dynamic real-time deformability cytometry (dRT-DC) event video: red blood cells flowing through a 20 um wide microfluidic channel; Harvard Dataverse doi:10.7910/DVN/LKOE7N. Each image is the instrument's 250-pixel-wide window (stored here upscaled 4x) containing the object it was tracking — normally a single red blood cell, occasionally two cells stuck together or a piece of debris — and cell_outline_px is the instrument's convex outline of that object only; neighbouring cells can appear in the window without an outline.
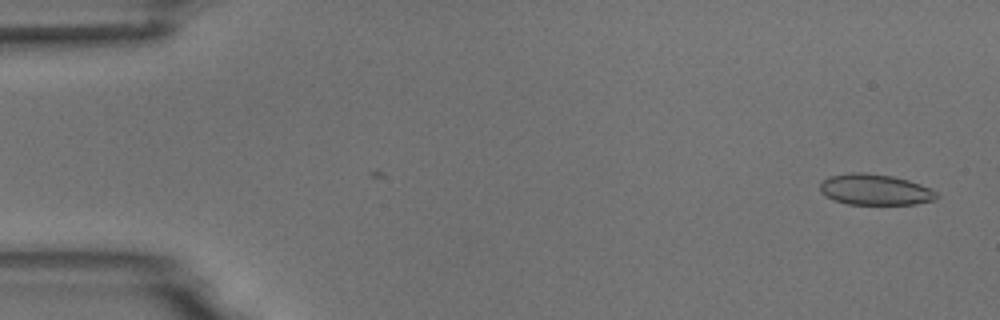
{"species": "common noctule bat (a hibernating species)", "species_latin": "Nyctalus noctula", "temperature_condition": "room temperature", "stored_images_in_passage": 55, "camera_frame_rate_fps": 3000, "um_per_image_px": 0.085, "animal": {"sex": "male", "body_mass_g": 18.8}, "frame": {"image": 1, "passage_image": 3, "time_ms": 0.667, "image_size_px": [1000, 320], "cell_outline_px": [[936, 200], [916, 204], [848, 204], [832, 200], [820, 192], [820, 184], [828, 176], [852, 172], [864, 172], [892, 176], [908, 180], [920, 184], [936, 192]], "centroid_in_image_um": [74.34, 16.12], "position_along_channel_um": 10.7, "area_um2": 20.98}}
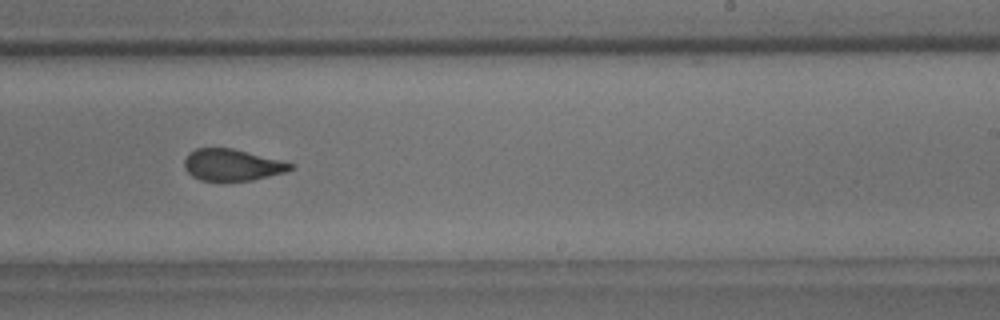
{"frame": {"image": 2, "passage_image": 34, "time_ms": 11.0, "image_size_px": [1000, 320], "cell_outline_px": [[296, 168], [284, 172], [252, 180], [200, 180], [192, 176], [184, 168], [184, 160], [196, 148], [232, 148], [296, 164]], "centroid_in_image_um": [19.76, 14.01], "position_along_channel_um": 269.2, "area_um2": 19.31}}
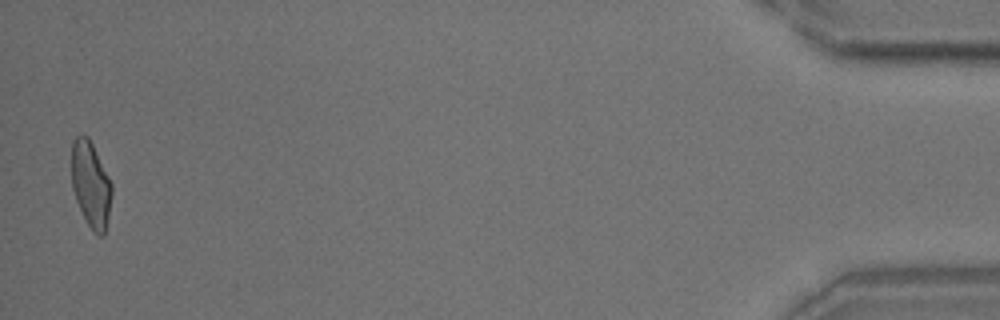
{"frame": {"image": 3, "passage_image": 54, "time_ms": 17.667, "image_size_px": [1000, 320], "cell_outline_px": [[112, 192], [108, 216], [104, 236], [100, 236], [92, 232], [76, 200], [72, 188], [72, 140], [80, 132], [88, 136], [112, 184]], "centroid_in_image_um": [7.71, 15.66], "position_along_channel_um": 427.5, "area_um2": 20.0}, "authors_computed_cell_mechanics": {"area_um2": 20.9236, "velocity_mm_per_s": 3.7256, "shape_relaxation_time_tau1_ms": null, "shape_relaxation_time_tau2_ms": 1.3138, "deformation_change_tau1": null, "deformation_change_tau2": 0.0637}}